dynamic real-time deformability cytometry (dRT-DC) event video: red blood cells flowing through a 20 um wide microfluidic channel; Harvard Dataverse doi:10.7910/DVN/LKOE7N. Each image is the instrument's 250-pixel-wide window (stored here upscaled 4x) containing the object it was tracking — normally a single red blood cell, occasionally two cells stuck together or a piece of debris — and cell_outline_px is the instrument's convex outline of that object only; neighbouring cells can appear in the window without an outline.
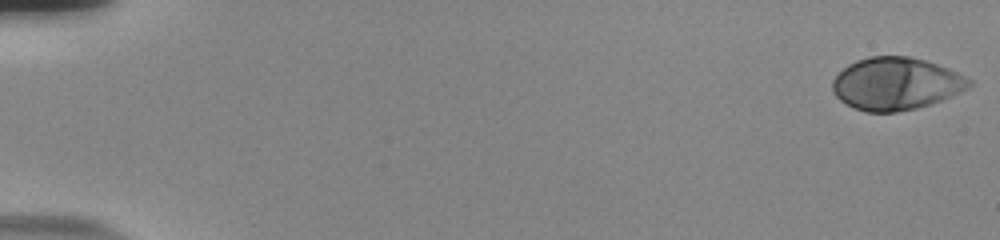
{"species": "human", "species_latin": "Homo sapiens", "temperature_condition": "room temperature", "stored_images_in_passage": 56, "camera_frame_rate_fps": 3000, "um_per_image_px": 0.085, "donor": {"sex": "male"}, "frame": {"image": 1, "passage_image": 1, "time_ms": 0.0, "image_size_px": [1000, 240], "cell_outline_px": [[972, 84], [968, 88], [952, 96], [916, 108], [896, 112], [864, 112], [840, 100], [832, 92], [832, 80], [848, 64], [856, 60], [868, 56], [908, 56], [924, 60], [948, 68], [972, 80]], "centroid_in_image_um": [76.14, 7.11], "position_along_channel_um": 8.9, "area_um2": 41.62}}
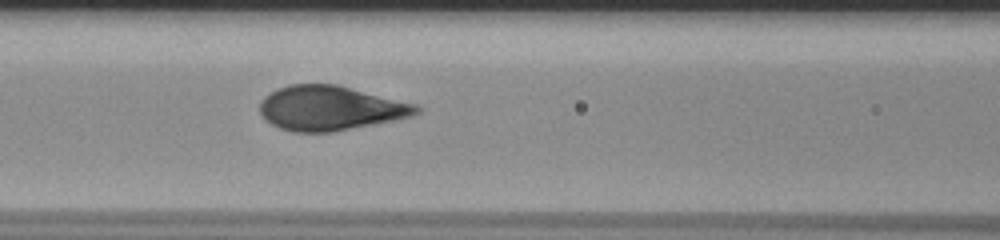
{"frame": {"image": 2, "passage_image": 26, "time_ms": 8.333, "image_size_px": [1000, 240], "cell_outline_px": [[424, 108], [420, 112], [412, 116], [332, 132], [292, 132], [280, 128], [272, 124], [260, 112], [260, 100], [264, 96], [276, 88], [288, 84], [336, 84], [420, 104]], "centroid_in_image_um": [28.11, 9.17], "position_along_channel_um": 138.5, "area_um2": 40.86}}
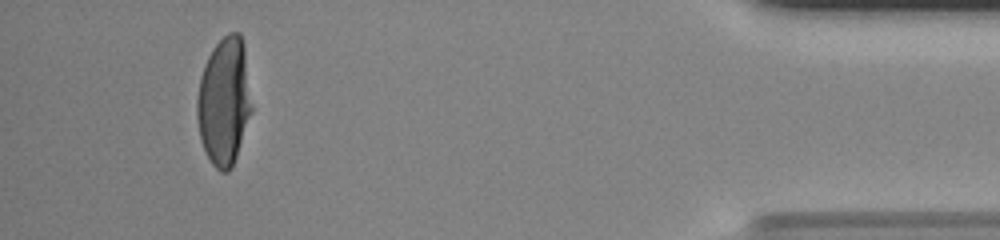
{"frame": {"image": 3, "passage_image": 53, "time_ms": 17.333, "image_size_px": [1000, 240], "cell_outline_px": [[252, 112], [232, 168], [228, 172], [220, 172], [212, 164], [200, 140], [196, 116], [196, 100], [200, 76], [204, 64], [212, 48], [228, 32], [240, 32], [244, 44], [252, 104]], "centroid_in_image_um": [19.05, 8.61], "position_along_channel_um": 416.2, "area_um2": 41.1}}